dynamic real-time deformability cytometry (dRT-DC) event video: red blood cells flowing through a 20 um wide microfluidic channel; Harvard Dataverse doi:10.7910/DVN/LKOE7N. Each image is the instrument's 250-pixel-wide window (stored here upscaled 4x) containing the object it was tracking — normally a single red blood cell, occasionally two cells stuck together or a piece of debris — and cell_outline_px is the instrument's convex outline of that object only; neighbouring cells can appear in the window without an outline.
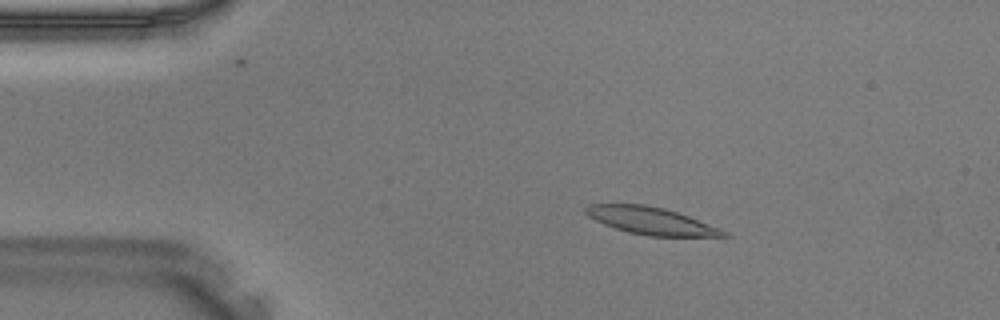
{"species": "Egyptian fruit bat (a non-hibernating species)", "species_latin": "Rousettus aegyptiacus", "temperature_condition": "warm", "stored_images_in_passage": 9, "camera_frame_rate_fps": 3000, "um_per_image_px": 0.085, "animal": {"sex": "male"}, "frame": {"image": 1, "passage_image": 4, "time_ms": 1.0, "image_size_px": [1000, 320], "cell_outline_px": [[732, 236], [648, 236], [628, 232], [604, 224], [588, 216], [584, 212], [584, 208], [588, 204], [644, 204], [664, 208], [688, 216], [720, 228], [728, 232]], "centroid_in_image_um": [55.33, 18.76], "position_along_channel_um": 29.7, "area_um2": 21.79}}